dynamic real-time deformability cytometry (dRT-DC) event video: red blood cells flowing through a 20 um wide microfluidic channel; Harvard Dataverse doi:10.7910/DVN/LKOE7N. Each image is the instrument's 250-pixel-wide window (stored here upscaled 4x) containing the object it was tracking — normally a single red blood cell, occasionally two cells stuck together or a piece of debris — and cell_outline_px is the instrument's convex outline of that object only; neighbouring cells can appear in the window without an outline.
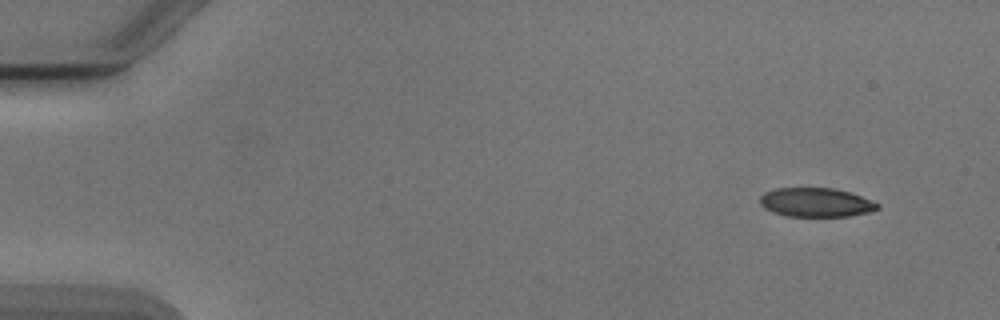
{"species": "Egyptian fruit bat (a non-hibernating species)", "species_latin": "Rousettus aegyptiacus", "temperature_condition": "cold", "stored_images_in_passage": 4, "camera_frame_rate_fps": 3000, "um_per_image_px": 0.085, "animal": {"sex": "male"}, "frame": {"image": 1, "passage_image": 1, "time_ms": 0.0, "image_size_px": [1000, 320], "cell_outline_px": [[880, 208], [868, 212], [848, 216], [788, 216], [772, 212], [764, 208], [760, 204], [760, 196], [764, 192], [776, 188], [836, 188], [860, 196], [880, 204]], "centroid_in_image_um": [69.33, 17.2], "position_along_channel_um": 15.7, "area_um2": 19.83}}
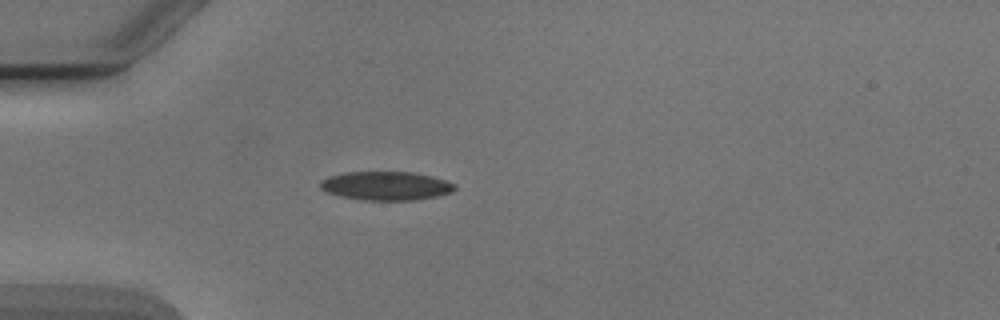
{"frame": {"image": 2, "passage_image": 4, "time_ms": 3.667, "image_size_px": [1000, 320], "cell_outline_px": [[456, 188], [452, 192], [440, 196], [416, 200], [364, 200], [340, 196], [328, 192], [320, 188], [320, 180], [328, 176], [348, 172], [412, 172], [432, 176], [456, 184]], "centroid_in_image_um": [32.83, 15.8], "position_along_channel_um": 52.2, "area_um2": 22.6}}